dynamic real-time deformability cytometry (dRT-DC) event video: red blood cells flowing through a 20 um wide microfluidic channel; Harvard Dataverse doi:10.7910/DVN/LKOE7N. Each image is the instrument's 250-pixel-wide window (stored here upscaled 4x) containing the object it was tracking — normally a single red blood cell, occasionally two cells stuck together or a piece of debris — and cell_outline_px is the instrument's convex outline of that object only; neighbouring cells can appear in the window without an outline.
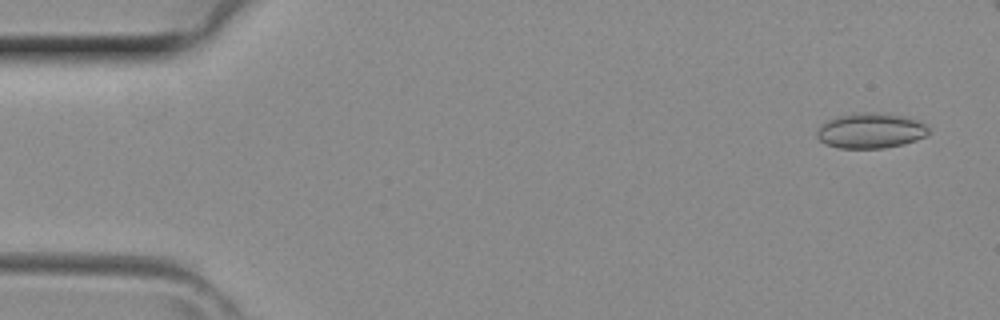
{"species": "common noctule bat (a hibernating species)", "species_latin": "Nyctalus noctula", "temperature_condition": "room temperature", "stored_images_in_passage": 38, "camera_frame_rate_fps": 3000, "um_per_image_px": 0.085, "animal": {"sex": "female", "body_mass_g": 29.2, "forearm_length_mm": 56.3}, "frame": {"image": 1, "passage_image": 2, "time_ms": 0.333, "image_size_px": [1000, 320], "cell_outline_px": [[928, 132], [924, 136], [916, 140], [904, 144], [884, 148], [836, 148], [824, 144], [816, 136], [816, 132], [820, 124], [836, 116], [852, 112], [880, 112], [908, 116], [920, 120], [928, 128]], "centroid_in_image_um": [73.97, 11.09], "position_along_channel_um": 11.0, "area_um2": 23.47}}
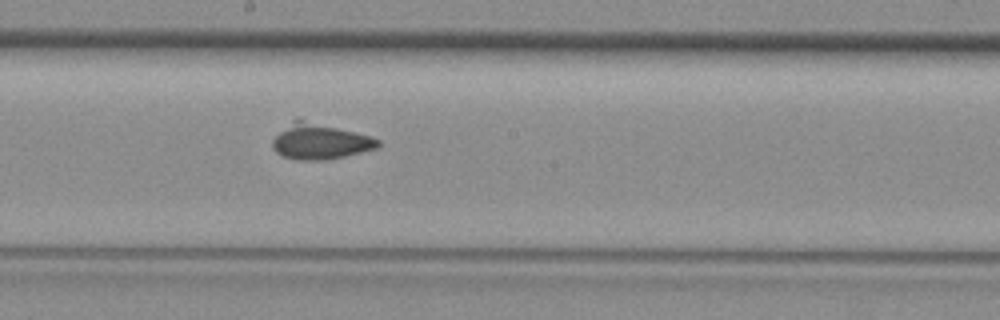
{"frame": {"image": 2, "passage_image": 22, "time_ms": 7.0, "image_size_px": [1000, 320], "cell_outline_px": [[380, 144], [376, 148], [344, 156], [324, 160], [296, 160], [284, 156], [276, 152], [272, 148], [272, 140], [296, 116], [300, 116], [372, 136], [380, 140]], "centroid_in_image_um": [27.19, 11.97], "position_along_channel_um": 221.0, "area_um2": 22.43}}
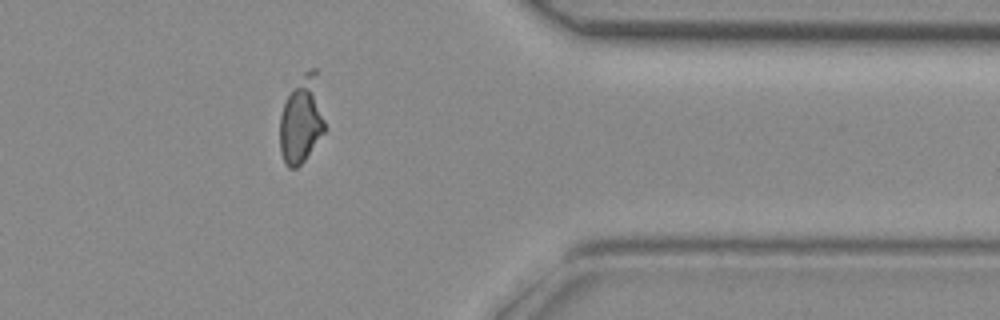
{"frame": {"image": 3, "passage_image": 33, "time_ms": 10.667, "image_size_px": [1000, 320], "cell_outline_px": [[324, 132], [304, 160], [296, 168], [288, 168], [284, 164], [280, 152], [280, 116], [284, 104], [288, 96], [304, 72], [312, 68], [316, 68], [324, 120]], "centroid_in_image_um": [25.62, 10.22], "position_along_channel_um": 385.8, "area_um2": 22.43}}